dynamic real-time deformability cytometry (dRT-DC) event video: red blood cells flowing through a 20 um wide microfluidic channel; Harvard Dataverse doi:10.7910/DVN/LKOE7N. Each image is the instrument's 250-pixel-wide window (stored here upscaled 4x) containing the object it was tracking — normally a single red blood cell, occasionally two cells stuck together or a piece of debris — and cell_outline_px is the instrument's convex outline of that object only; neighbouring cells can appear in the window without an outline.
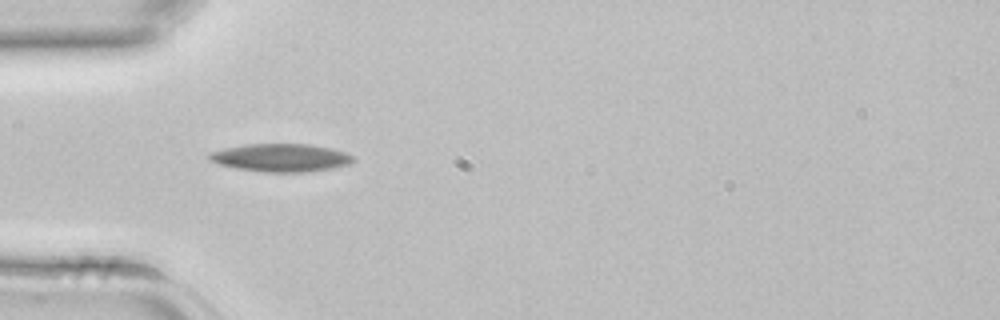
{"species": "common noctule bat (a hibernating species)", "species_latin": "Nyctalus noctula", "temperature_condition": "room temperature", "stored_images_in_passage": 31, "camera_frame_rate_fps": 3000, "um_per_image_px": 0.085, "animal": {"sex": "female", "body_mass_g": 22.7, "forearm_length_mm": 54.2}, "frame": {"image": 1, "passage_image": 1, "time_ms": 0.0, "image_size_px": [1000, 320], "cell_outline_px": [[356, 160], [348, 164], [332, 168], [304, 172], [264, 172], [236, 168], [220, 164], [208, 160], [208, 152], [224, 148], [244, 144], [312, 144], [332, 148], [356, 156]], "centroid_in_image_um": [23.88, 13.39], "position_along_channel_um": 61.1, "area_um2": 23.64}}
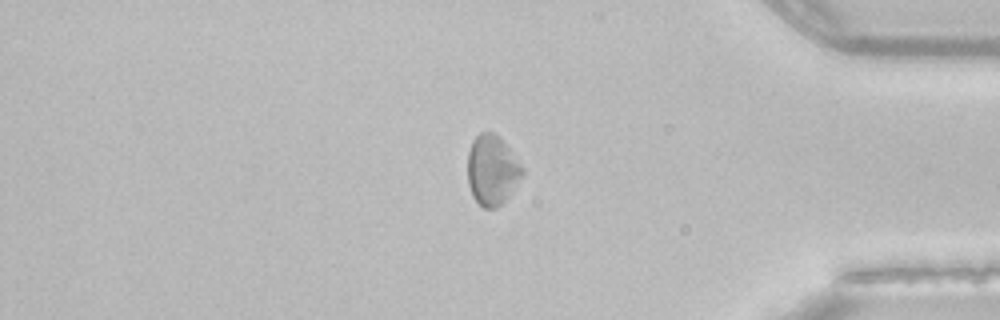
{"frame": {"image": 2, "passage_image": 24, "time_ms": 7.667, "image_size_px": [1000, 320], "cell_outline_px": [[524, 172], [508, 196], [496, 208], [484, 208], [472, 196], [468, 184], [468, 152], [472, 140], [480, 132], [492, 132], [500, 136], [524, 168]], "centroid_in_image_um": [41.81, 14.43], "position_along_channel_um": 393.4, "area_um2": 22.2}}
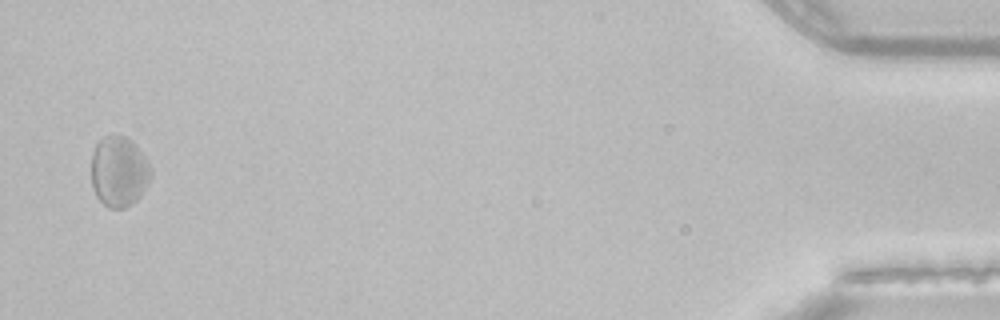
{"frame": {"image": 3, "passage_image": 30, "time_ms": 9.667, "image_size_px": [1000, 320], "cell_outline_px": [[152, 176], [140, 196], [132, 204], [124, 208], [108, 208], [96, 196], [92, 184], [92, 152], [96, 144], [104, 136], [112, 132], [124, 136], [132, 140], [140, 148], [152, 168]], "centroid_in_image_um": [10.13, 14.54], "position_along_channel_um": 425.1, "area_um2": 24.91}}